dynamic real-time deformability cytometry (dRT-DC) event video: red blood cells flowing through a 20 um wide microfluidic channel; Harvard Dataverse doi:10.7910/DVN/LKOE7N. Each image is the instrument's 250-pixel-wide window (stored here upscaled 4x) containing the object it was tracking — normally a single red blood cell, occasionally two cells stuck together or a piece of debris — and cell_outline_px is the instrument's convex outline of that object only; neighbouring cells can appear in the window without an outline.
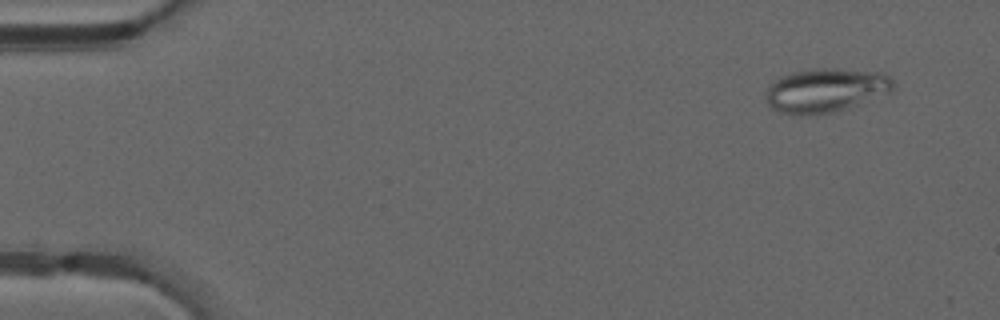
{"species": "common noctule bat (a hibernating species)", "species_latin": "Nyctalus noctula", "temperature_condition": "warm", "stored_images_in_passage": 11, "camera_frame_rate_fps": 3000, "um_per_image_px": 0.085, "animal": {"sex": "male", "forearm_length_mm": 52.5}, "frame": {"image": 1, "passage_image": 4, "time_ms": 1.0, "image_size_px": [1000, 320], "cell_outline_px": [[896, 88], [892, 92], [832, 112], [808, 116], [792, 116], [780, 112], [772, 108], [768, 104], [764, 92], [768, 84], [780, 76], [792, 72], [812, 68], [840, 68], [880, 72], [888, 76], [892, 80]], "centroid_in_image_um": [70.13, 7.67], "position_along_channel_um": 14.9, "area_um2": 33.18}}